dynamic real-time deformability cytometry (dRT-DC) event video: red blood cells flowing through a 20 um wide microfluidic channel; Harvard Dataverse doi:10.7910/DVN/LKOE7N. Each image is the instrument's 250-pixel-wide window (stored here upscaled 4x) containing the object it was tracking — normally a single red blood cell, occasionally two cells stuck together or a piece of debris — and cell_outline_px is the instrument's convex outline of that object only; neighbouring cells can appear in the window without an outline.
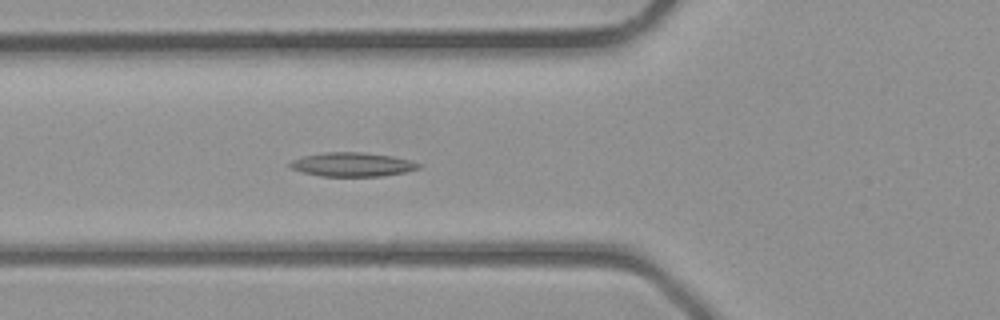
{"species": "common noctule bat (a hibernating species)", "species_latin": "Nyctalus noctula", "temperature_condition": "room temperature", "stored_images_in_passage": 38, "camera_frame_rate_fps": 3000, "um_per_image_px": 0.085, "animal": {"sex": "male", "body_mass_g": 23.1, "forearm_length_mm": 52.7}, "frame": {"image": 1, "passage_image": 13, "time_ms": 4.0, "image_size_px": [1000, 320], "cell_outline_px": [[424, 164], [420, 168], [404, 172], [380, 176], [320, 176], [304, 172], [292, 168], [288, 164], [292, 160], [304, 156], [324, 152], [364, 152], [392, 156], [412, 160]], "centroid_in_image_um": [30.0, 13.97], "position_along_channel_um": 95.8, "area_um2": 17.98}}
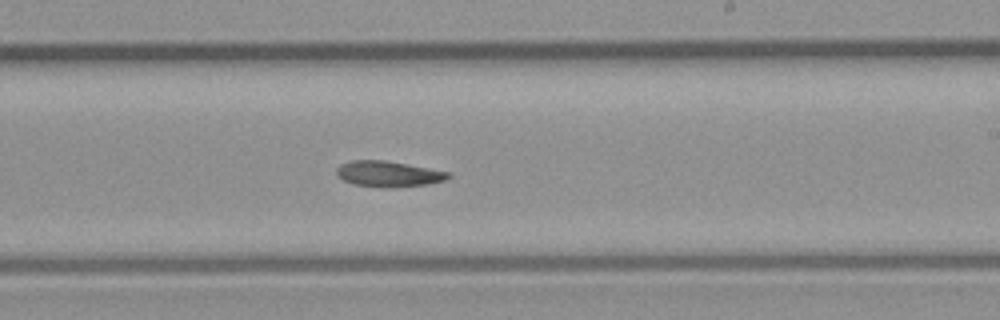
{"frame": {"image": 2, "passage_image": 22, "time_ms": 7.0, "image_size_px": [1000, 320], "cell_outline_px": [[452, 176], [444, 180], [428, 184], [352, 184], [344, 180], [336, 172], [336, 168], [340, 164], [352, 160], [384, 160], [448, 172]], "centroid_in_image_um": [32.98, 14.72], "position_along_channel_um": 256.0, "area_um2": 15.43}}
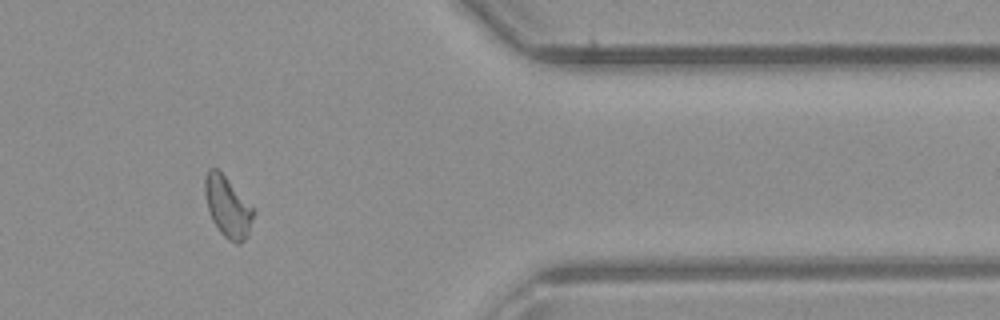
{"frame": {"image": 3, "passage_image": 31, "time_ms": 10.0, "image_size_px": [1000, 320], "cell_outline_px": [[256, 212], [248, 236], [240, 244], [236, 244], [228, 240], [220, 232], [212, 220], [208, 208], [204, 192], [204, 176], [208, 168], [216, 168], [256, 208]], "centroid_in_image_um": [19.38, 17.6], "position_along_channel_um": 392.0, "area_um2": 17.51}}